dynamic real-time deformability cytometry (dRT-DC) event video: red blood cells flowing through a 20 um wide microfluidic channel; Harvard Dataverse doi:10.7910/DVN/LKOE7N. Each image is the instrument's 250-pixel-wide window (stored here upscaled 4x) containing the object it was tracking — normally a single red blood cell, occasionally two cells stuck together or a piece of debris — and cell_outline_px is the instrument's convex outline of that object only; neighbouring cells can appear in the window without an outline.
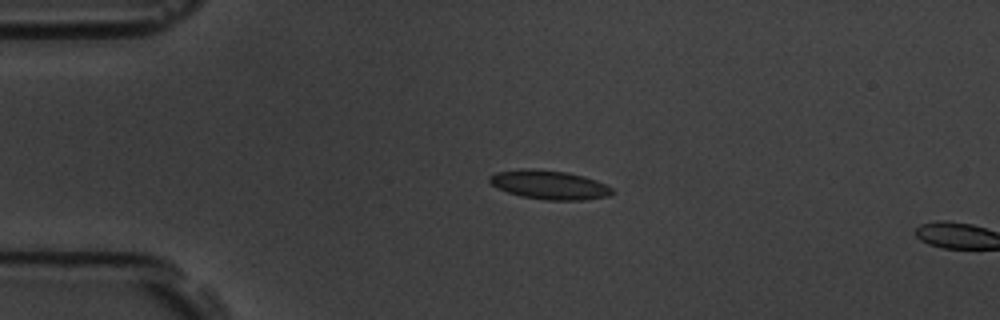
{"species": "common noctule bat (a hibernating species)", "species_latin": "Nyctalus noctula", "temperature_condition": "room temperature", "stored_images_in_passage": 15, "camera_frame_rate_fps": 3000, "um_per_image_px": 0.085, "animal": {"sex": "male", "body_mass_g": 19.5, "forearm_length_mm": 54.6}, "frame": {"image": 1, "passage_image": 13, "time_ms": 4.0, "image_size_px": [1000, 320], "cell_outline_px": [[612, 192], [608, 196], [584, 200], [548, 200], [520, 196], [508, 192], [492, 184], [488, 180], [488, 176], [496, 172], [568, 172], [584, 176], [596, 180], [612, 188]], "centroid_in_image_um": [46.77, 15.77], "position_along_channel_um": 38.2, "area_um2": 19.48}}